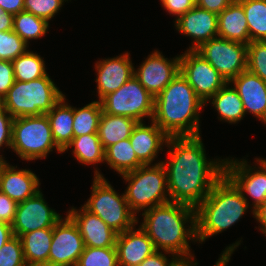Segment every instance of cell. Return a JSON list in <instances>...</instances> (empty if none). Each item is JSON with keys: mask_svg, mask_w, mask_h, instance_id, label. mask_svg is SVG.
I'll use <instances>...</instances> for the list:
<instances>
[{"mask_svg": "<svg viewBox=\"0 0 266 266\" xmlns=\"http://www.w3.org/2000/svg\"><path fill=\"white\" fill-rule=\"evenodd\" d=\"M65 95L46 114L56 145L64 151L71 143L73 134V107L65 103Z\"/></svg>", "mask_w": 266, "mask_h": 266, "instance_id": "d4e9b609", "label": "cell"}, {"mask_svg": "<svg viewBox=\"0 0 266 266\" xmlns=\"http://www.w3.org/2000/svg\"><path fill=\"white\" fill-rule=\"evenodd\" d=\"M54 148L63 153L54 141L46 114L14 118L11 149L22 160L46 158Z\"/></svg>", "mask_w": 266, "mask_h": 266, "instance_id": "ba28073f", "label": "cell"}, {"mask_svg": "<svg viewBox=\"0 0 266 266\" xmlns=\"http://www.w3.org/2000/svg\"><path fill=\"white\" fill-rule=\"evenodd\" d=\"M117 235L116 249L119 266H138L157 250L141 227Z\"/></svg>", "mask_w": 266, "mask_h": 266, "instance_id": "ffe728a7", "label": "cell"}, {"mask_svg": "<svg viewBox=\"0 0 266 266\" xmlns=\"http://www.w3.org/2000/svg\"><path fill=\"white\" fill-rule=\"evenodd\" d=\"M76 266H119L116 247H84Z\"/></svg>", "mask_w": 266, "mask_h": 266, "instance_id": "836d02e7", "label": "cell"}, {"mask_svg": "<svg viewBox=\"0 0 266 266\" xmlns=\"http://www.w3.org/2000/svg\"><path fill=\"white\" fill-rule=\"evenodd\" d=\"M204 105L187 79L179 72L154 97L152 121L169 137L201 136L199 113Z\"/></svg>", "mask_w": 266, "mask_h": 266, "instance_id": "3957f363", "label": "cell"}, {"mask_svg": "<svg viewBox=\"0 0 266 266\" xmlns=\"http://www.w3.org/2000/svg\"><path fill=\"white\" fill-rule=\"evenodd\" d=\"M15 76L12 61L0 59V102L13 86Z\"/></svg>", "mask_w": 266, "mask_h": 266, "instance_id": "ab89813d", "label": "cell"}, {"mask_svg": "<svg viewBox=\"0 0 266 266\" xmlns=\"http://www.w3.org/2000/svg\"><path fill=\"white\" fill-rule=\"evenodd\" d=\"M5 162L6 161L4 160V158H1L0 157V171H1V169H2V167H3V165H4Z\"/></svg>", "mask_w": 266, "mask_h": 266, "instance_id": "f907efd6", "label": "cell"}, {"mask_svg": "<svg viewBox=\"0 0 266 266\" xmlns=\"http://www.w3.org/2000/svg\"><path fill=\"white\" fill-rule=\"evenodd\" d=\"M233 1L234 0H197L196 5L218 15Z\"/></svg>", "mask_w": 266, "mask_h": 266, "instance_id": "ee69618b", "label": "cell"}, {"mask_svg": "<svg viewBox=\"0 0 266 266\" xmlns=\"http://www.w3.org/2000/svg\"><path fill=\"white\" fill-rule=\"evenodd\" d=\"M169 254L168 252L162 253L158 250L154 252L152 255L148 256L141 264L138 266H181L183 262L179 260L177 257L169 259L165 256Z\"/></svg>", "mask_w": 266, "mask_h": 266, "instance_id": "7bdbcfd3", "label": "cell"}, {"mask_svg": "<svg viewBox=\"0 0 266 266\" xmlns=\"http://www.w3.org/2000/svg\"><path fill=\"white\" fill-rule=\"evenodd\" d=\"M194 263H183L181 266H192Z\"/></svg>", "mask_w": 266, "mask_h": 266, "instance_id": "816d5d0a", "label": "cell"}, {"mask_svg": "<svg viewBox=\"0 0 266 266\" xmlns=\"http://www.w3.org/2000/svg\"><path fill=\"white\" fill-rule=\"evenodd\" d=\"M237 90L245 114L251 113L266 124V82L245 70L230 82Z\"/></svg>", "mask_w": 266, "mask_h": 266, "instance_id": "d6986e66", "label": "cell"}, {"mask_svg": "<svg viewBox=\"0 0 266 266\" xmlns=\"http://www.w3.org/2000/svg\"><path fill=\"white\" fill-rule=\"evenodd\" d=\"M130 53L97 61V93L100 101L104 96L117 91L124 83L134 76V66L130 60Z\"/></svg>", "mask_w": 266, "mask_h": 266, "instance_id": "ac0fdd59", "label": "cell"}, {"mask_svg": "<svg viewBox=\"0 0 266 266\" xmlns=\"http://www.w3.org/2000/svg\"><path fill=\"white\" fill-rule=\"evenodd\" d=\"M13 237L14 233L11 224L0 221V249Z\"/></svg>", "mask_w": 266, "mask_h": 266, "instance_id": "681fc988", "label": "cell"}, {"mask_svg": "<svg viewBox=\"0 0 266 266\" xmlns=\"http://www.w3.org/2000/svg\"><path fill=\"white\" fill-rule=\"evenodd\" d=\"M247 70L266 82V41L247 44Z\"/></svg>", "mask_w": 266, "mask_h": 266, "instance_id": "e575fe53", "label": "cell"}, {"mask_svg": "<svg viewBox=\"0 0 266 266\" xmlns=\"http://www.w3.org/2000/svg\"><path fill=\"white\" fill-rule=\"evenodd\" d=\"M14 15L5 12L2 7H0V31H10L13 30Z\"/></svg>", "mask_w": 266, "mask_h": 266, "instance_id": "c3c4849f", "label": "cell"}, {"mask_svg": "<svg viewBox=\"0 0 266 266\" xmlns=\"http://www.w3.org/2000/svg\"><path fill=\"white\" fill-rule=\"evenodd\" d=\"M180 72V55L169 60L159 51L143 61L138 69L134 68L135 78L154 97L157 96Z\"/></svg>", "mask_w": 266, "mask_h": 266, "instance_id": "9a60e30c", "label": "cell"}, {"mask_svg": "<svg viewBox=\"0 0 266 266\" xmlns=\"http://www.w3.org/2000/svg\"><path fill=\"white\" fill-rule=\"evenodd\" d=\"M218 37L245 45L250 42L244 9L238 0L218 14Z\"/></svg>", "mask_w": 266, "mask_h": 266, "instance_id": "603a6c76", "label": "cell"}, {"mask_svg": "<svg viewBox=\"0 0 266 266\" xmlns=\"http://www.w3.org/2000/svg\"><path fill=\"white\" fill-rule=\"evenodd\" d=\"M122 178L128 182L124 194L135 215L141 210L146 211L170 202L166 170L161 161L154 165H142L123 174Z\"/></svg>", "mask_w": 266, "mask_h": 266, "instance_id": "8992f818", "label": "cell"}, {"mask_svg": "<svg viewBox=\"0 0 266 266\" xmlns=\"http://www.w3.org/2000/svg\"><path fill=\"white\" fill-rule=\"evenodd\" d=\"M67 212V215L77 225L85 247H116L118 233L98 216L90 213L83 206L79 211L72 207Z\"/></svg>", "mask_w": 266, "mask_h": 266, "instance_id": "e0dca14e", "label": "cell"}, {"mask_svg": "<svg viewBox=\"0 0 266 266\" xmlns=\"http://www.w3.org/2000/svg\"><path fill=\"white\" fill-rule=\"evenodd\" d=\"M101 114L100 101H93L82 108L73 107L74 137L97 133Z\"/></svg>", "mask_w": 266, "mask_h": 266, "instance_id": "4dcf8cb0", "label": "cell"}, {"mask_svg": "<svg viewBox=\"0 0 266 266\" xmlns=\"http://www.w3.org/2000/svg\"><path fill=\"white\" fill-rule=\"evenodd\" d=\"M0 7H2L5 12L16 15L24 11V0H0Z\"/></svg>", "mask_w": 266, "mask_h": 266, "instance_id": "f6af8a7d", "label": "cell"}, {"mask_svg": "<svg viewBox=\"0 0 266 266\" xmlns=\"http://www.w3.org/2000/svg\"><path fill=\"white\" fill-rule=\"evenodd\" d=\"M15 80L27 82L47 75L44 60L28 50L12 61Z\"/></svg>", "mask_w": 266, "mask_h": 266, "instance_id": "1f68e13d", "label": "cell"}, {"mask_svg": "<svg viewBox=\"0 0 266 266\" xmlns=\"http://www.w3.org/2000/svg\"><path fill=\"white\" fill-rule=\"evenodd\" d=\"M244 9L250 42L266 41V0H238Z\"/></svg>", "mask_w": 266, "mask_h": 266, "instance_id": "f546056e", "label": "cell"}, {"mask_svg": "<svg viewBox=\"0 0 266 266\" xmlns=\"http://www.w3.org/2000/svg\"><path fill=\"white\" fill-rule=\"evenodd\" d=\"M94 173L90 198L82 206L118 234L135 227L139 221L131 211L125 194L118 195L97 168Z\"/></svg>", "mask_w": 266, "mask_h": 266, "instance_id": "52a82bcc", "label": "cell"}, {"mask_svg": "<svg viewBox=\"0 0 266 266\" xmlns=\"http://www.w3.org/2000/svg\"><path fill=\"white\" fill-rule=\"evenodd\" d=\"M16 208L17 203L0 191V221L12 224Z\"/></svg>", "mask_w": 266, "mask_h": 266, "instance_id": "b9f144b4", "label": "cell"}, {"mask_svg": "<svg viewBox=\"0 0 266 266\" xmlns=\"http://www.w3.org/2000/svg\"><path fill=\"white\" fill-rule=\"evenodd\" d=\"M180 72L205 104L227 83V80L195 50L187 49L180 55Z\"/></svg>", "mask_w": 266, "mask_h": 266, "instance_id": "8fae6325", "label": "cell"}, {"mask_svg": "<svg viewBox=\"0 0 266 266\" xmlns=\"http://www.w3.org/2000/svg\"><path fill=\"white\" fill-rule=\"evenodd\" d=\"M68 0H24V11L46 20L49 23Z\"/></svg>", "mask_w": 266, "mask_h": 266, "instance_id": "74e56055", "label": "cell"}, {"mask_svg": "<svg viewBox=\"0 0 266 266\" xmlns=\"http://www.w3.org/2000/svg\"><path fill=\"white\" fill-rule=\"evenodd\" d=\"M49 28V23L32 13L22 11L14 15L13 31L29 44V40L40 39Z\"/></svg>", "mask_w": 266, "mask_h": 266, "instance_id": "d6a6232c", "label": "cell"}, {"mask_svg": "<svg viewBox=\"0 0 266 266\" xmlns=\"http://www.w3.org/2000/svg\"><path fill=\"white\" fill-rule=\"evenodd\" d=\"M248 206V198L224 175L195 208L197 241L203 243L237 223Z\"/></svg>", "mask_w": 266, "mask_h": 266, "instance_id": "277c9868", "label": "cell"}, {"mask_svg": "<svg viewBox=\"0 0 266 266\" xmlns=\"http://www.w3.org/2000/svg\"><path fill=\"white\" fill-rule=\"evenodd\" d=\"M102 112L133 118L137 122H143L148 117L150 120L154 114V96L133 76L117 91L111 92L101 100Z\"/></svg>", "mask_w": 266, "mask_h": 266, "instance_id": "9c48e42d", "label": "cell"}, {"mask_svg": "<svg viewBox=\"0 0 266 266\" xmlns=\"http://www.w3.org/2000/svg\"><path fill=\"white\" fill-rule=\"evenodd\" d=\"M168 138L169 136L151 120V125L147 126L143 122H138L129 139L137 158L147 165L157 158V154L163 150L162 147L166 145Z\"/></svg>", "mask_w": 266, "mask_h": 266, "instance_id": "7402d4cb", "label": "cell"}, {"mask_svg": "<svg viewBox=\"0 0 266 266\" xmlns=\"http://www.w3.org/2000/svg\"><path fill=\"white\" fill-rule=\"evenodd\" d=\"M0 266H27L20 237L14 236L2 246Z\"/></svg>", "mask_w": 266, "mask_h": 266, "instance_id": "8d00e7d4", "label": "cell"}, {"mask_svg": "<svg viewBox=\"0 0 266 266\" xmlns=\"http://www.w3.org/2000/svg\"><path fill=\"white\" fill-rule=\"evenodd\" d=\"M61 218L59 213L48 206L39 190L34 196L17 204L11 226L14 236L21 237L34 230L54 227Z\"/></svg>", "mask_w": 266, "mask_h": 266, "instance_id": "5bb4252c", "label": "cell"}, {"mask_svg": "<svg viewBox=\"0 0 266 266\" xmlns=\"http://www.w3.org/2000/svg\"><path fill=\"white\" fill-rule=\"evenodd\" d=\"M142 216L140 227L153 241L156 250L168 252L183 263H197L188 241L197 242L194 207L170 201L142 212Z\"/></svg>", "mask_w": 266, "mask_h": 266, "instance_id": "7a4b0ae2", "label": "cell"}, {"mask_svg": "<svg viewBox=\"0 0 266 266\" xmlns=\"http://www.w3.org/2000/svg\"><path fill=\"white\" fill-rule=\"evenodd\" d=\"M253 215V217L260 223V231L266 236V200L253 210Z\"/></svg>", "mask_w": 266, "mask_h": 266, "instance_id": "bcb514c9", "label": "cell"}, {"mask_svg": "<svg viewBox=\"0 0 266 266\" xmlns=\"http://www.w3.org/2000/svg\"><path fill=\"white\" fill-rule=\"evenodd\" d=\"M200 136L169 137V161L163 164L171 202L196 208L225 175V159L207 160Z\"/></svg>", "mask_w": 266, "mask_h": 266, "instance_id": "6da1fadb", "label": "cell"}, {"mask_svg": "<svg viewBox=\"0 0 266 266\" xmlns=\"http://www.w3.org/2000/svg\"><path fill=\"white\" fill-rule=\"evenodd\" d=\"M71 147L75 159L84 165L104 162V149L97 133L73 137L63 153Z\"/></svg>", "mask_w": 266, "mask_h": 266, "instance_id": "f1b7e54d", "label": "cell"}, {"mask_svg": "<svg viewBox=\"0 0 266 266\" xmlns=\"http://www.w3.org/2000/svg\"><path fill=\"white\" fill-rule=\"evenodd\" d=\"M84 247L77 225L66 215L53 227L48 266H76Z\"/></svg>", "mask_w": 266, "mask_h": 266, "instance_id": "4fadbf2b", "label": "cell"}, {"mask_svg": "<svg viewBox=\"0 0 266 266\" xmlns=\"http://www.w3.org/2000/svg\"><path fill=\"white\" fill-rule=\"evenodd\" d=\"M104 162L120 175L134 171L144 165L137 158L129 138L107 147L104 150Z\"/></svg>", "mask_w": 266, "mask_h": 266, "instance_id": "83f0119b", "label": "cell"}, {"mask_svg": "<svg viewBox=\"0 0 266 266\" xmlns=\"http://www.w3.org/2000/svg\"><path fill=\"white\" fill-rule=\"evenodd\" d=\"M226 80L230 82L247 70V45L216 37L201 44L196 50Z\"/></svg>", "mask_w": 266, "mask_h": 266, "instance_id": "30bf717a", "label": "cell"}, {"mask_svg": "<svg viewBox=\"0 0 266 266\" xmlns=\"http://www.w3.org/2000/svg\"><path fill=\"white\" fill-rule=\"evenodd\" d=\"M28 44L13 30L0 31V59L13 61L26 53Z\"/></svg>", "mask_w": 266, "mask_h": 266, "instance_id": "d590c367", "label": "cell"}, {"mask_svg": "<svg viewBox=\"0 0 266 266\" xmlns=\"http://www.w3.org/2000/svg\"><path fill=\"white\" fill-rule=\"evenodd\" d=\"M14 118L0 104V149L3 145L11 149L12 125ZM4 158L3 155H0Z\"/></svg>", "mask_w": 266, "mask_h": 266, "instance_id": "f35d334b", "label": "cell"}, {"mask_svg": "<svg viewBox=\"0 0 266 266\" xmlns=\"http://www.w3.org/2000/svg\"><path fill=\"white\" fill-rule=\"evenodd\" d=\"M52 237L53 227L34 230L20 237L27 266L48 265Z\"/></svg>", "mask_w": 266, "mask_h": 266, "instance_id": "cb8c5ba5", "label": "cell"}, {"mask_svg": "<svg viewBox=\"0 0 266 266\" xmlns=\"http://www.w3.org/2000/svg\"><path fill=\"white\" fill-rule=\"evenodd\" d=\"M240 245V241L233 243L231 246H227L220 258L217 260L216 264L214 266H226L227 263L230 261V257L232 253L235 251L236 247ZM198 263L193 264L192 266H196Z\"/></svg>", "mask_w": 266, "mask_h": 266, "instance_id": "7dc6e473", "label": "cell"}, {"mask_svg": "<svg viewBox=\"0 0 266 266\" xmlns=\"http://www.w3.org/2000/svg\"><path fill=\"white\" fill-rule=\"evenodd\" d=\"M175 20L176 30L194 40L188 50H196L204 42L218 37V15L197 5Z\"/></svg>", "mask_w": 266, "mask_h": 266, "instance_id": "2e32d148", "label": "cell"}, {"mask_svg": "<svg viewBox=\"0 0 266 266\" xmlns=\"http://www.w3.org/2000/svg\"><path fill=\"white\" fill-rule=\"evenodd\" d=\"M16 168L7 161L4 163L0 171V191L18 204L40 190V179L29 169Z\"/></svg>", "mask_w": 266, "mask_h": 266, "instance_id": "44dd1931", "label": "cell"}, {"mask_svg": "<svg viewBox=\"0 0 266 266\" xmlns=\"http://www.w3.org/2000/svg\"><path fill=\"white\" fill-rule=\"evenodd\" d=\"M164 9L169 14L176 15L178 19L181 15L191 10L197 3V0H160Z\"/></svg>", "mask_w": 266, "mask_h": 266, "instance_id": "60d3db41", "label": "cell"}, {"mask_svg": "<svg viewBox=\"0 0 266 266\" xmlns=\"http://www.w3.org/2000/svg\"><path fill=\"white\" fill-rule=\"evenodd\" d=\"M47 74L35 80H15L0 104L13 117L47 114L64 96Z\"/></svg>", "mask_w": 266, "mask_h": 266, "instance_id": "5b68a950", "label": "cell"}, {"mask_svg": "<svg viewBox=\"0 0 266 266\" xmlns=\"http://www.w3.org/2000/svg\"><path fill=\"white\" fill-rule=\"evenodd\" d=\"M138 122L125 116L110 115L102 112L97 134L103 149L131 136Z\"/></svg>", "mask_w": 266, "mask_h": 266, "instance_id": "484cf974", "label": "cell"}, {"mask_svg": "<svg viewBox=\"0 0 266 266\" xmlns=\"http://www.w3.org/2000/svg\"><path fill=\"white\" fill-rule=\"evenodd\" d=\"M225 159V175L241 191L251 196L253 201V210L266 200V159L256 158L259 167L248 165L246 159Z\"/></svg>", "mask_w": 266, "mask_h": 266, "instance_id": "7c38bea8", "label": "cell"}, {"mask_svg": "<svg viewBox=\"0 0 266 266\" xmlns=\"http://www.w3.org/2000/svg\"><path fill=\"white\" fill-rule=\"evenodd\" d=\"M227 82L220 90H218L208 101L215 107L220 116V121L224 120L228 123H237L245 117L242 100L237 90L229 86Z\"/></svg>", "mask_w": 266, "mask_h": 266, "instance_id": "4316f807", "label": "cell"}]
</instances>
